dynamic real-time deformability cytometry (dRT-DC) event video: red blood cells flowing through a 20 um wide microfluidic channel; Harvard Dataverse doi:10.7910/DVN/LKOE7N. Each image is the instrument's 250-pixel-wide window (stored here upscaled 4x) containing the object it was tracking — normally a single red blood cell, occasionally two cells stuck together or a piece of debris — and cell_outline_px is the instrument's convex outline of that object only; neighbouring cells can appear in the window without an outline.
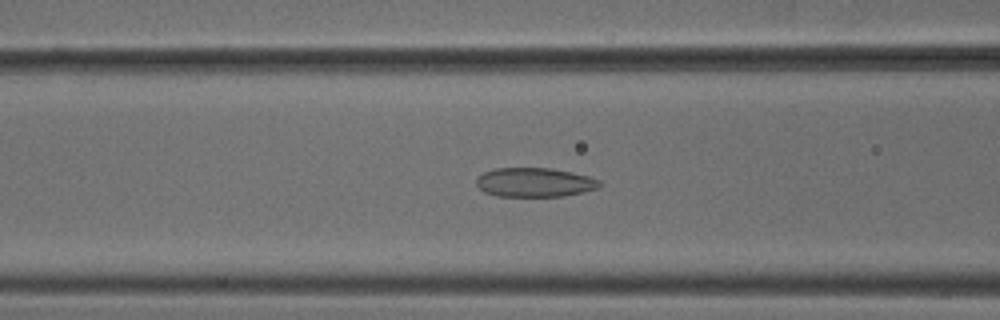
{"species": "common noctule bat (a hibernating species)", "species_latin": "Nyctalus noctula", "temperature_condition": "cold", "stored_images_in_passage": 52, "camera_frame_rate_fps": 3000, "um_per_image_px": 0.085, "animal": {"sex": "male", "body_mass_g": 18.8}, "frame": {"image": 1, "passage_image": 21, "time_ms": 6.667, "image_size_px": [1000, 320], "cell_outline_px": [[600, 188], [584, 192], [564, 196], [496, 196], [484, 192], [476, 184], [476, 180], [484, 172], [496, 168], [548, 168], [572, 172], [588, 176], [600, 180]], "centroid_in_image_um": [45.46, 15.5], "position_along_channel_um": 121.1, "area_um2": 20.92}}
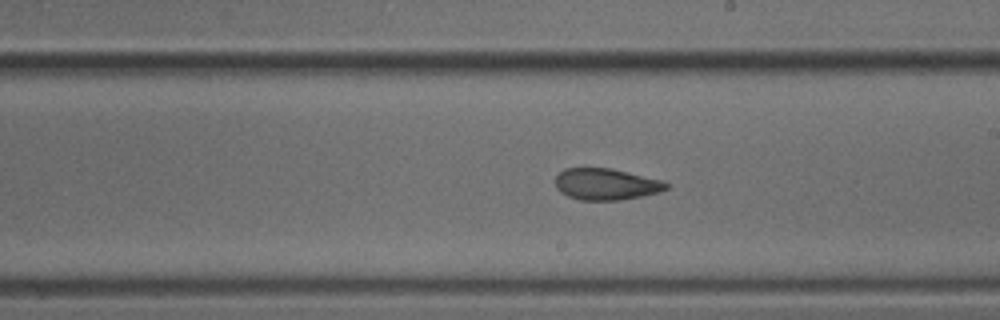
{"frame": {"image": 2, "passage_image": 30, "time_ms": 9.667, "image_size_px": [1000, 320], "cell_outline_px": [[668, 188], [660, 192], [620, 200], [580, 200], [568, 196], [560, 192], [556, 188], [556, 176], [564, 168], [608, 168], [664, 180], [668, 184]], "centroid_in_image_um": [51.51, 15.66], "position_along_channel_um": 237.5, "area_um2": 20.29}}
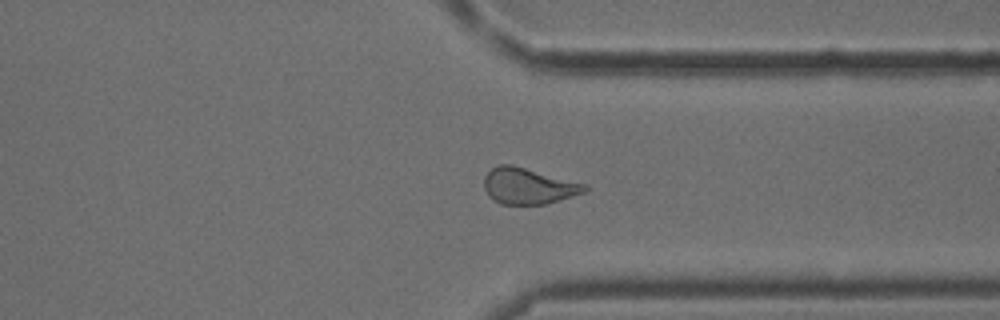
{"frame": {"image": 3, "passage_image": 40, "time_ms": 13.0, "image_size_px": [1000, 320], "cell_outline_px": [[588, 188], [584, 192], [560, 200], [544, 204], [500, 204], [488, 196], [484, 188], [484, 176], [492, 168], [500, 164], [512, 164], [588, 184]], "centroid_in_image_um": [44.91, 15.8], "position_along_channel_um": 366.5, "area_um2": 21.27}, "authors_computed_cell_mechanics": {"area_um2": 21.6461, "velocity_mm_per_s": 3.8748, "shape_relaxation_time_tau1_ms": null, "shape_relaxation_time_tau2_ms": 2.4005, "deformation_change_tau1": null, "deformation_change_tau2": 0.0895}}